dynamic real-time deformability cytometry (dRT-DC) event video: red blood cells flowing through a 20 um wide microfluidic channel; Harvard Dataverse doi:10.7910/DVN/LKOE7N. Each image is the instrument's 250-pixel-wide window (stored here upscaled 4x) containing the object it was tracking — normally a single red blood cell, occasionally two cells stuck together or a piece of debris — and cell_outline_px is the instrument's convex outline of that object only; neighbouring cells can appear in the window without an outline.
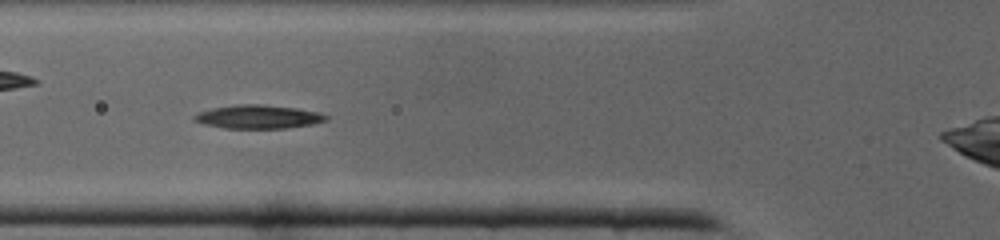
{"species": "common noctule bat (a hibernating species)", "species_latin": "Nyctalus noctula", "temperature_condition": "cold", "stored_images_in_passage": 36, "camera_frame_rate_fps": 3000, "um_per_image_px": 0.085, "animal": {"sex": "male", "body_mass_g": 19.0, "forearm_length_mm": 50.8}, "frame": {"image": 1, "passage_image": 11, "time_ms": 3.333, "image_size_px": [1000, 240], "cell_outline_px": [[328, 120], [312, 124], [284, 128], [224, 128], [204, 124], [192, 120], [192, 116], [200, 112], [212, 108], [236, 104], [260, 104], [296, 108], [320, 112], [328, 116]], "centroid_in_image_um": [21.94, 9.92], "position_along_channel_um": 103.9, "area_um2": 18.09}}
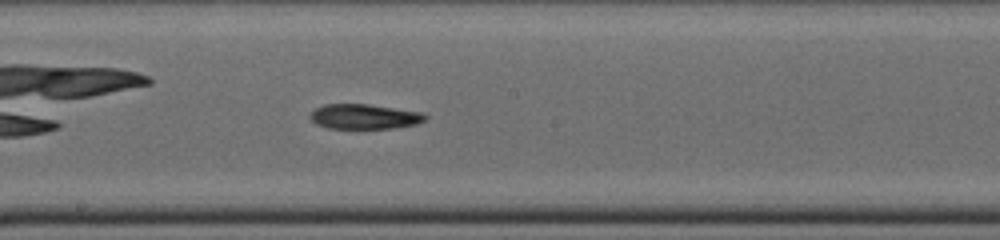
{"frame": {"image": 2, "passage_image": 18, "time_ms": 5.667, "image_size_px": [1000, 240], "cell_outline_px": [[428, 116], [424, 120], [416, 124], [396, 128], [328, 128], [316, 124], [308, 116], [316, 108], [324, 104], [368, 104], [420, 112]], "centroid_in_image_um": [30.95, 9.91], "position_along_channel_um": 217.3, "area_um2": 16.59}}
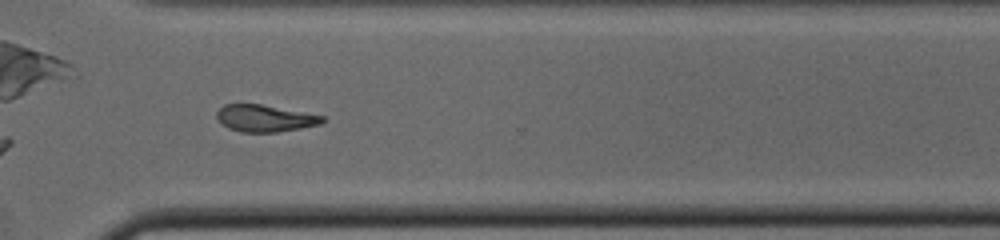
{"frame": {"image": 3, "passage_image": 26, "time_ms": 8.333, "image_size_px": [1000, 240], "cell_outline_px": [[324, 120], [320, 124], [300, 128], [276, 132], [240, 132], [228, 128], [216, 116], [216, 112], [224, 104], [260, 104], [324, 116]], "centroid_in_image_um": [22.49, 10.05], "position_along_channel_um": 348.1, "area_um2": 16.3}}